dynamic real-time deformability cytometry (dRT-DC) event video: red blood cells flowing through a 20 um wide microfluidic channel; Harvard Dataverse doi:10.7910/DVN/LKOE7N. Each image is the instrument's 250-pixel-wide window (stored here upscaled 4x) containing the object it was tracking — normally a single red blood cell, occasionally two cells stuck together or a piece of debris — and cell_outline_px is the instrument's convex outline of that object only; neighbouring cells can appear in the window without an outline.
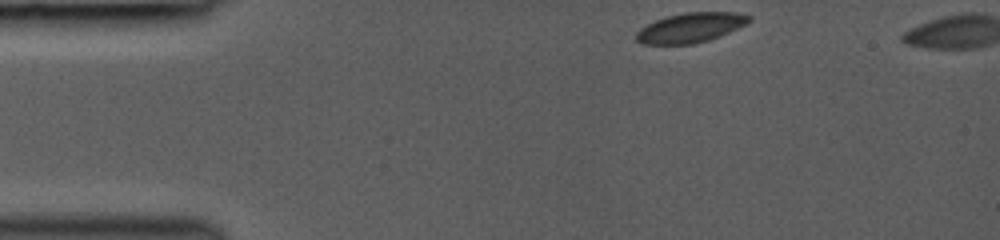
{"species": "common noctule bat (a hibernating species)", "species_latin": "Nyctalus noctula", "temperature_condition": "room temperature", "stored_images_in_passage": 36, "camera_frame_rate_fps": 3000, "um_per_image_px": 0.085, "animal": {"sex": "female", "body_mass_g": 19.0, "forearm_length_mm": 53.3}, "frame": {"image": 1, "passage_image": 1, "time_ms": 0.0, "image_size_px": [1000, 240], "cell_outline_px": [[752, 20], [720, 36], [708, 40], [692, 44], [640, 44], [636, 40], [636, 32], [640, 28], [656, 20], [668, 16], [684, 12], [736, 12], [752, 16]], "centroid_in_image_um": [58.68, 2.35], "position_along_channel_um": 26.3, "area_um2": 19.42}}
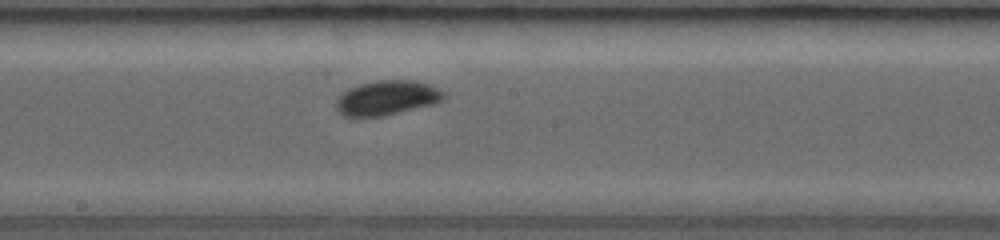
{"frame": {"image": 2, "passage_image": 19, "time_ms": 6.0, "image_size_px": [1000, 240], "cell_outline_px": [[448, 96], [444, 100], [436, 104], [380, 116], [344, 116], [336, 108], [336, 100], [344, 92], [360, 84], [376, 80], [416, 80], [440, 88]], "centroid_in_image_um": [32.98, 8.3], "position_along_channel_um": 215.2, "area_um2": 21.68}}
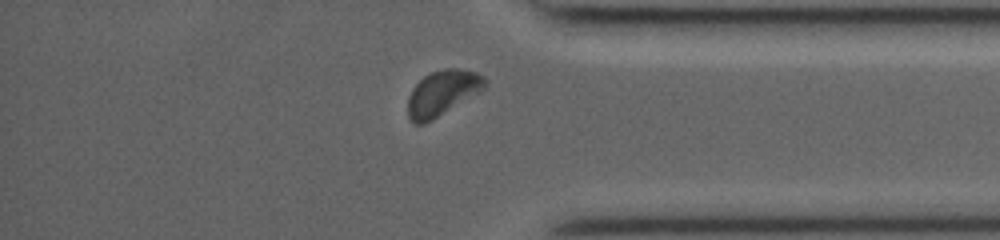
{"frame": {"image": 3, "passage_image": 32, "time_ms": 10.333, "image_size_px": [1000, 240], "cell_outline_px": [[488, 84], [480, 92], [432, 120], [424, 124], [416, 124], [408, 116], [408, 96], [412, 88], [424, 76], [432, 72], [444, 68], [456, 68], [476, 72], [484, 76], [488, 80]], "centroid_in_image_um": [37.63, 7.89], "position_along_channel_um": 397.6, "area_um2": 20.35}, "authors_computed_cell_mechanics": {"area_um2": 20.3167, "velocity_mm_per_s": 4.2541, "shape_relaxation_time_tau1_ms": 2.2718, "shape_relaxation_time_tau2_ms": 1.6159, "deformation_change_tau1": 0.0919, "deformation_change_tau2": 0.0366}}